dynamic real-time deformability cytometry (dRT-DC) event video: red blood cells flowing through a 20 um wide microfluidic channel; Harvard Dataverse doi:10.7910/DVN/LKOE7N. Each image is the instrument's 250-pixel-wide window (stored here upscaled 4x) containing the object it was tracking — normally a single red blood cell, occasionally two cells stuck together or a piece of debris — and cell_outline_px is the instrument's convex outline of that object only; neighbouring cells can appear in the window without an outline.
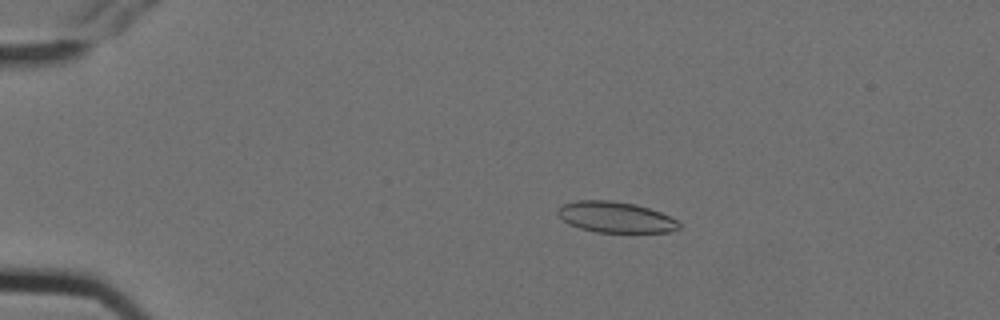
{"species": "Egyptian fruit bat (a non-hibernating species)", "species_latin": "Rousettus aegyptiacus", "temperature_condition": "cold", "stored_images_in_passage": 5, "camera_frame_rate_fps": 3000, "um_per_image_px": 0.085, "animal": {"sex": "female"}, "frame": {"image": 1, "passage_image": 4, "time_ms": 1.0, "image_size_px": [1000, 320], "cell_outline_px": [[680, 228], [668, 232], [596, 232], [580, 228], [568, 224], [556, 212], [556, 208], [564, 204], [576, 200], [612, 200], [636, 204], [660, 212], [676, 220], [680, 224]], "centroid_in_image_um": [52.29, 18.45], "position_along_channel_um": 32.7, "area_um2": 21.79}}